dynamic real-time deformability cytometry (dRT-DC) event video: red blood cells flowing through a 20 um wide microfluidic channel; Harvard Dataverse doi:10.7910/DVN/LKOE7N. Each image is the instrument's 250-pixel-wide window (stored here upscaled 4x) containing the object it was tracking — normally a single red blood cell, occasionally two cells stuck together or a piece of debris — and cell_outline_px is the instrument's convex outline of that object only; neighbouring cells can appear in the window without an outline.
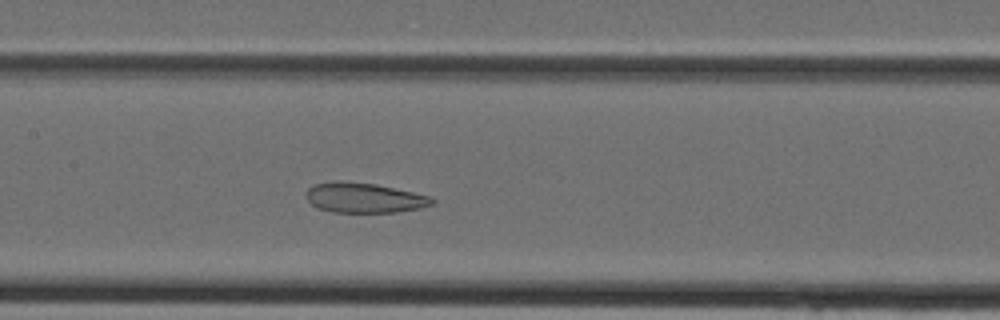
{"species": "Egyptian fruit bat (a non-hibernating species)", "species_latin": "Rousettus aegyptiacus", "temperature_condition": "cold", "stored_images_in_passage": 34, "camera_frame_rate_fps": 3000, "um_per_image_px": 0.085, "animal": {"sex": "female"}, "frame": {"image": 1, "passage_image": 13, "time_ms": 4.0, "image_size_px": [1000, 320], "cell_outline_px": [[436, 200], [432, 204], [420, 208], [396, 212], [332, 212], [316, 208], [304, 196], [304, 192], [308, 188], [316, 184], [336, 180], [344, 180], [376, 184], [432, 196]], "centroid_in_image_um": [30.93, 16.8], "position_along_channel_um": 176.5, "area_um2": 22.31}}
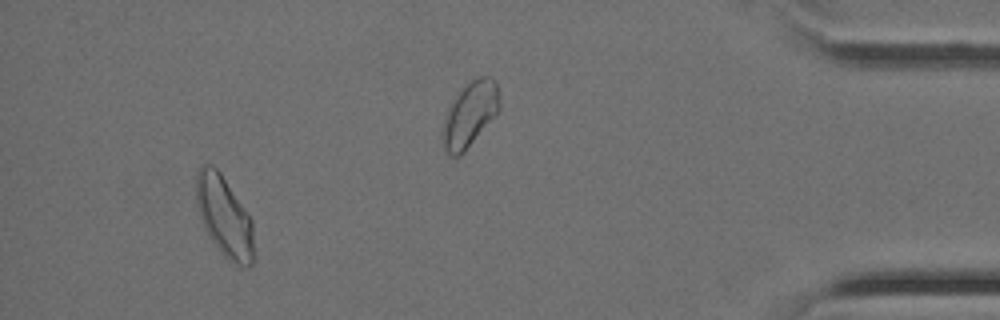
{"frame": {"image": 2, "passage_image": 31, "time_ms": 10.0, "image_size_px": [1000, 320], "cell_outline_px": [[256, 260], [248, 268], [244, 268], [228, 260], [220, 252], [204, 228], [196, 204], [196, 172], [200, 164], [212, 164], [220, 172], [252, 220], [256, 256]], "centroid_in_image_um": [19.09, 18.45], "position_along_channel_um": 416.1, "area_um2": 27.57}}